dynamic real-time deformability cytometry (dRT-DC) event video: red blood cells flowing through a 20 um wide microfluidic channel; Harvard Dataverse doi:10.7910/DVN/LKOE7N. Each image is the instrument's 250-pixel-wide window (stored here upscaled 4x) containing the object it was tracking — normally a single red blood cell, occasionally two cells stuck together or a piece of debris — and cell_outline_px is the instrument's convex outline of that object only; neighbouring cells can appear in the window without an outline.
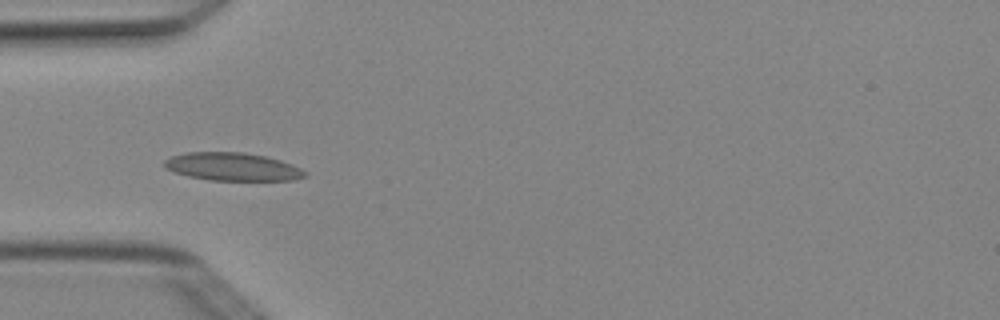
{"species": "Egyptian fruit bat (a non-hibernating species)", "species_latin": "Rousettus aegyptiacus", "temperature_condition": "cold", "stored_images_in_passage": 2, "camera_frame_rate_fps": 3000, "um_per_image_px": 0.085, "animal": {"sex": "female"}, "frame": {"image": 1, "passage_image": 2, "time_ms": 0.333, "image_size_px": [1000, 320], "cell_outline_px": [[308, 176], [292, 180], [212, 180], [188, 176], [164, 168], [164, 160], [172, 156], [188, 152], [244, 152], [264, 156], [280, 160], [292, 164], [308, 172]], "centroid_in_image_um": [19.79, 14.17], "position_along_channel_um": 65.2, "area_um2": 22.89}}